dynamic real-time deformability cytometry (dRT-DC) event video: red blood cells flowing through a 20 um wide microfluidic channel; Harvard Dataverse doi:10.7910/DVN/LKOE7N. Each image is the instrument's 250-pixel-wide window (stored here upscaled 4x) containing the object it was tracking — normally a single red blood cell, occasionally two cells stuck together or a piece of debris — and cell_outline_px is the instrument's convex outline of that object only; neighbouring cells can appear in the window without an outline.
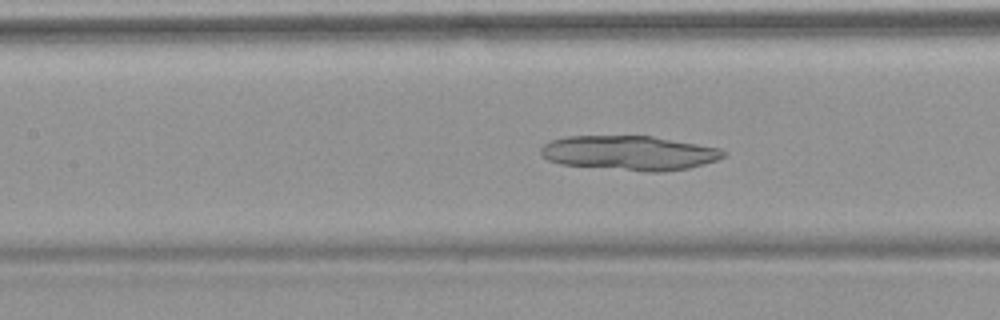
{"species": "common noctule bat (a hibernating species)", "species_latin": "Nyctalus noctula", "temperature_condition": "warm", "stored_images_in_passage": 53, "camera_frame_rate_fps": 3000, "um_per_image_px": 0.085, "animal": {"sex": "female", "body_mass_g": 18.4}, "frame": {"image": 1, "passage_image": 24, "time_ms": 7.667, "image_size_px": [1000, 320], "cell_outline_px": [[728, 152], [724, 156], [716, 160], [704, 164], [688, 168], [660, 172], [648, 172], [560, 164], [548, 160], [540, 156], [540, 148], [544, 144], [552, 140], [568, 136], [652, 136], [720, 148]], "centroid_in_image_um": [53.49, 13.0], "position_along_channel_um": 153.9, "area_um2": 36.76}}
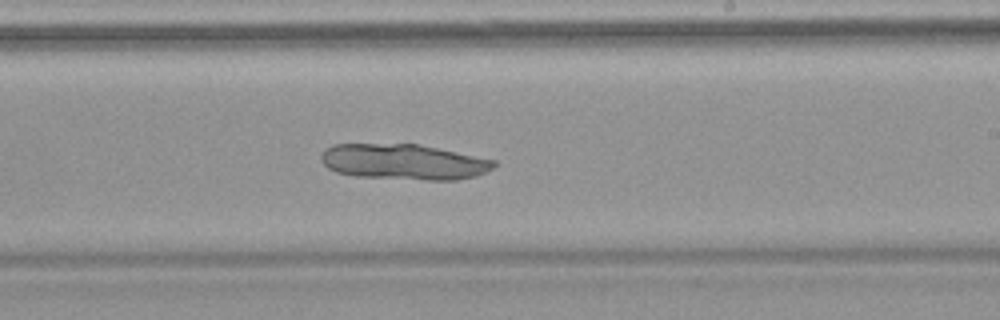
{"frame": {"image": 2, "passage_image": 32, "time_ms": 10.333, "image_size_px": [1000, 320], "cell_outline_px": [[496, 164], [492, 168], [476, 176], [456, 180], [428, 180], [356, 176], [336, 172], [328, 168], [320, 160], [320, 156], [332, 144], [416, 144], [496, 160]], "centroid_in_image_um": [34.3, 13.76], "position_along_channel_um": 254.7, "area_um2": 35.6}}
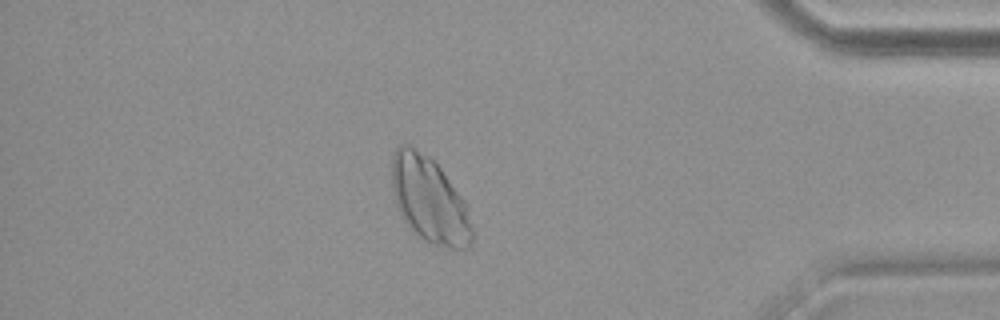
{"frame": {"image": 3, "passage_image": 46, "time_ms": 15.0, "image_size_px": [1000, 320], "cell_outline_px": [[472, 244], [464, 252], [428, 244], [416, 236], [400, 216], [396, 204], [392, 184], [392, 156], [396, 148], [400, 144], [408, 144], [436, 160], [460, 196], [464, 204], [472, 228]], "centroid_in_image_um": [36.49, 17.04], "position_along_channel_um": 398.7, "area_um2": 40.63}}